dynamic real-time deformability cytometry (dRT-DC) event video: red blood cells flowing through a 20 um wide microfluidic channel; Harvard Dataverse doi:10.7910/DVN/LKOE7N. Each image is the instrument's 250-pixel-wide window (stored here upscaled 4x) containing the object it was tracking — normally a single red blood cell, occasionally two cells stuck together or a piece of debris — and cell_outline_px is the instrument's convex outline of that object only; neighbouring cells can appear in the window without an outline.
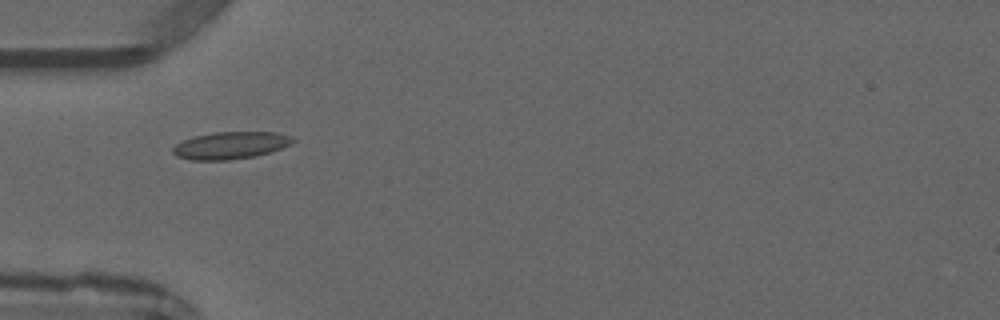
{"species": "common noctule bat (a hibernating species)", "species_latin": "Nyctalus noctula", "temperature_condition": "warm", "stored_images_in_passage": 2, "camera_frame_rate_fps": 3000, "um_per_image_px": 0.085, "animal": {"sex": "male", "forearm_length_mm": 52.5}, "frame": {"image": 1, "passage_image": 1, "time_ms": 0.0, "image_size_px": [1000, 320], "cell_outline_px": [[296, 140], [292, 144], [256, 156], [228, 160], [192, 160], [176, 156], [172, 152], [172, 148], [176, 144], [192, 136], [216, 132], [276, 132], [292, 136]], "centroid_in_image_um": [19.59, 12.35], "position_along_channel_um": 65.4, "area_um2": 19.07}}
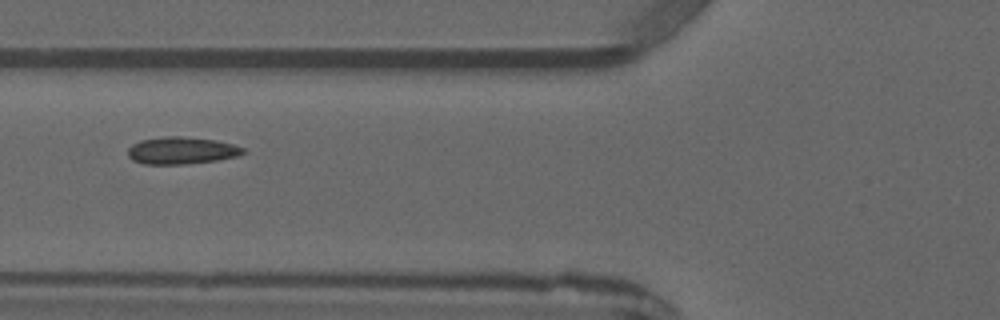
{"frame": {"image": 2, "passage_image": 2, "time_ms": 1.0, "image_size_px": [1000, 320], "cell_outline_px": [[244, 152], [236, 156], [216, 160], [184, 164], [144, 164], [132, 160], [128, 156], [128, 148], [132, 144], [140, 140], [168, 136], [180, 136], [216, 140], [232, 144], [244, 148]], "centroid_in_image_um": [15.38, 12.79], "position_along_channel_um": 110.4, "area_um2": 18.09}}